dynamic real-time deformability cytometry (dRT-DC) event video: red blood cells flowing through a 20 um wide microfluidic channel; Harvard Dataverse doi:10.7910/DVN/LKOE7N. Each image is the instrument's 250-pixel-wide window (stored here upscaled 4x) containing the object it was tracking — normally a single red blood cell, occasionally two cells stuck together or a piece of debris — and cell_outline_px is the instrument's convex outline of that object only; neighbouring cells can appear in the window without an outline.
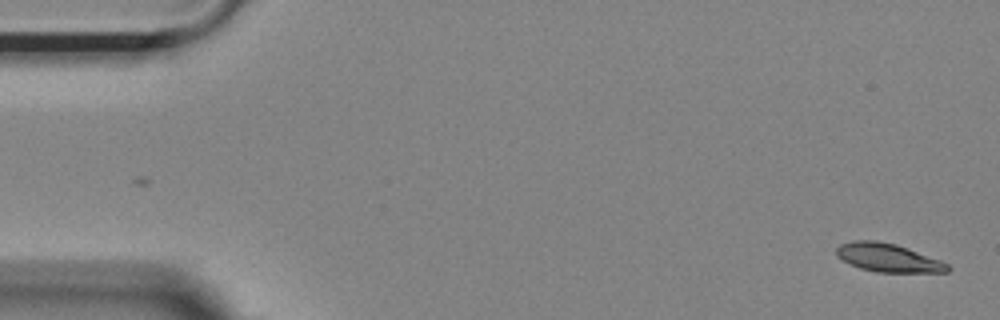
{"species": "Egyptian fruit bat (a non-hibernating species)", "species_latin": "Rousettus aegyptiacus", "temperature_condition": "room temperature", "stored_images_in_passage": 13, "camera_frame_rate_fps": 3000, "um_per_image_px": 0.085, "animal": {"sex": "female"}, "frame": {"image": 1, "passage_image": 1, "time_ms": 0.0, "image_size_px": [1000, 320], "cell_outline_px": [[952, 268], [948, 272], [876, 272], [860, 268], [836, 256], [836, 248], [840, 244], [852, 240], [876, 240], [896, 244], [940, 260], [948, 264]], "centroid_in_image_um": [75.48, 21.9], "position_along_channel_um": 9.5, "area_um2": 18.32}}
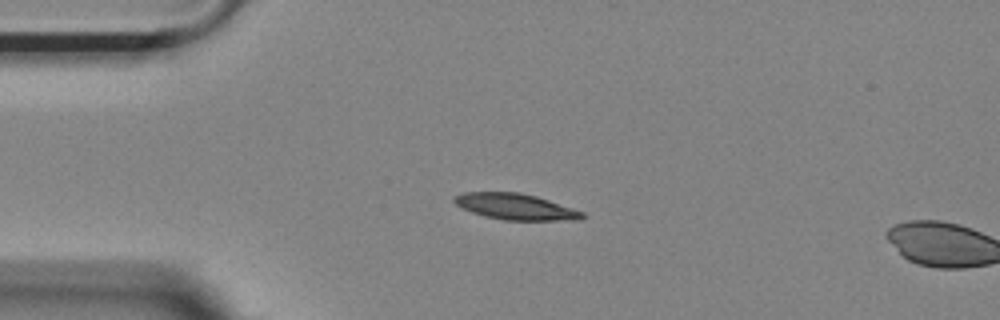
{"frame": {"image": 2, "passage_image": 12, "time_ms": 3.667, "image_size_px": [1000, 320], "cell_outline_px": [[584, 216], [580, 220], [504, 220], [484, 216], [472, 212], [456, 204], [452, 200], [452, 196], [464, 192], [520, 192], [536, 196], [584, 212]], "centroid_in_image_um": [43.79, 17.56], "position_along_channel_um": 41.2, "area_um2": 19.36}}